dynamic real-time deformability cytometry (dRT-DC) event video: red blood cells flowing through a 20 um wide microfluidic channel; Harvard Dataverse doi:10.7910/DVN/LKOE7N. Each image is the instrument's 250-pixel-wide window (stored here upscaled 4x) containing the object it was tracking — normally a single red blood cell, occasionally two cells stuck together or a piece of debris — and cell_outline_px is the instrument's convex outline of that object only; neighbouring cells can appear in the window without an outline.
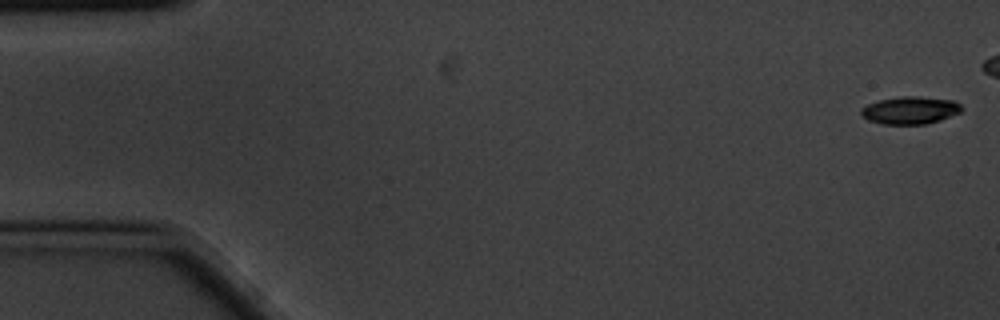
{"species": "common noctule bat (a hibernating species)", "species_latin": "Nyctalus noctula", "temperature_condition": "cold", "stored_images_in_passage": 6, "camera_frame_rate_fps": 3000, "um_per_image_px": 0.085, "animal": {"sex": "male", "body_mass_g": 20.1, "forearm_length_mm": 53.5}, "frame": {"image": 1, "passage_image": 1, "time_ms": 0.0, "image_size_px": [1000, 320], "cell_outline_px": [[964, 108], [960, 112], [940, 120], [924, 124], [884, 124], [868, 120], [860, 112], [860, 108], [868, 104], [880, 100], [900, 96], [916, 96], [952, 100], [960, 104]], "centroid_in_image_um": [77.37, 9.37], "position_along_channel_um": 7.6, "area_um2": 16.01}}
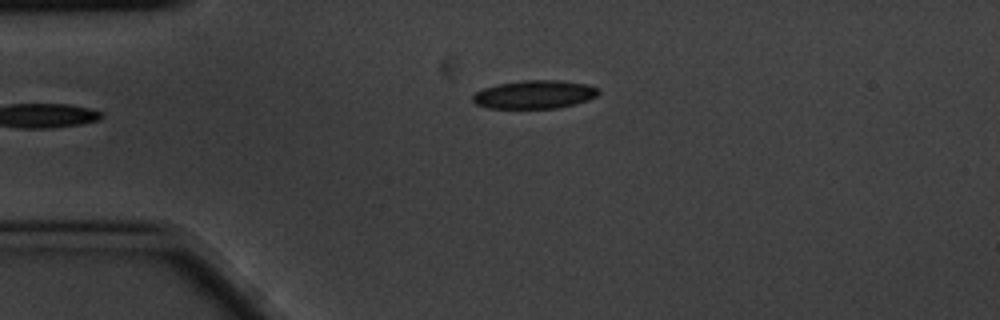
{"frame": {"image": 2, "passage_image": 6, "time_ms": 1.667, "image_size_px": [1000, 320], "cell_outline_px": [[600, 92], [596, 96], [588, 100], [556, 108], [488, 108], [476, 104], [472, 100], [472, 96], [476, 92], [484, 88], [500, 84], [524, 80], [560, 80], [588, 84], [600, 88]], "centroid_in_image_um": [45.46, 8.02], "position_along_channel_um": 39.5, "area_um2": 20.69}}